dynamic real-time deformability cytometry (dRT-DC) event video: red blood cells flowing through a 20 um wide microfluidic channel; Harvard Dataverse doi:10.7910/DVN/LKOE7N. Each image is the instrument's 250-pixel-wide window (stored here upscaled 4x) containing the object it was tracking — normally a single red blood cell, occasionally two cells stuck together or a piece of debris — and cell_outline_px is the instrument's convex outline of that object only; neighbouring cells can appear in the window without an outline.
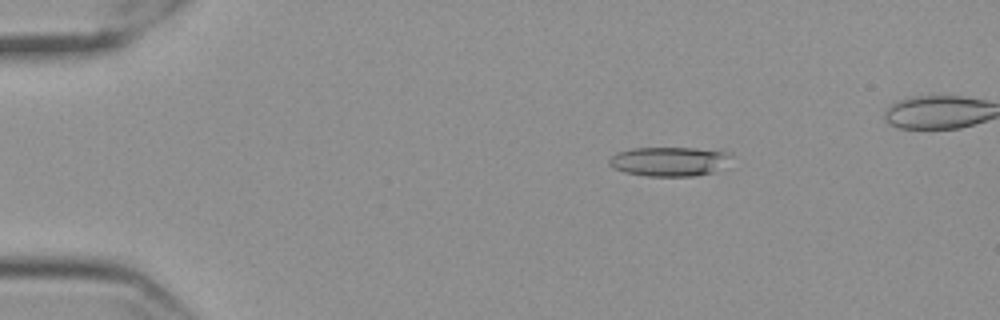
{"species": "Egyptian fruit bat (a non-hibernating species)", "species_latin": "Rousettus aegyptiacus", "temperature_condition": "cold", "stored_images_in_passage": 53, "camera_frame_rate_fps": 3000, "um_per_image_px": 0.085, "frame": {"image": 1, "passage_image": 8, "time_ms": 2.333, "image_size_px": [1000, 320], "cell_outline_px": [[732, 156], [728, 168], [716, 172], [696, 176], [644, 176], [624, 172], [612, 168], [608, 164], [608, 160], [616, 152], [632, 148], [696, 148], [728, 152]], "centroid_in_image_um": [56.95, 13.74], "position_along_channel_um": 28.1, "area_um2": 21.44}}
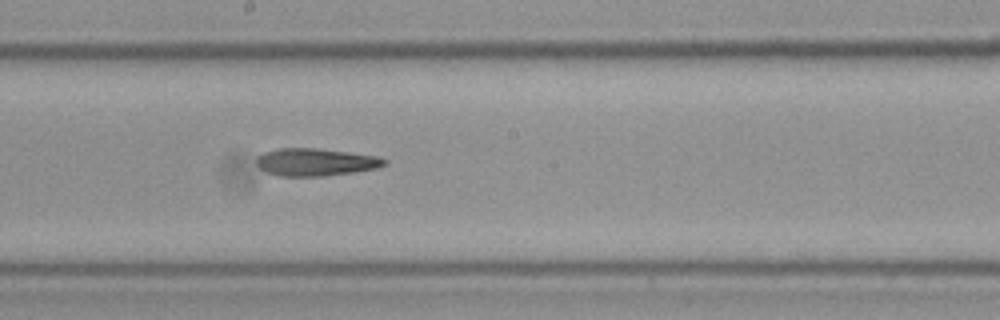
{"frame": {"image": 2, "passage_image": 30, "time_ms": 9.667, "image_size_px": [1000, 320], "cell_outline_px": [[388, 164], [376, 168], [352, 172], [320, 176], [280, 176], [264, 172], [256, 164], [256, 156], [264, 152], [276, 148], [316, 148], [348, 152], [376, 156], [388, 160]], "centroid_in_image_um": [26.77, 13.77], "position_along_channel_um": 221.4, "area_um2": 20.58}}
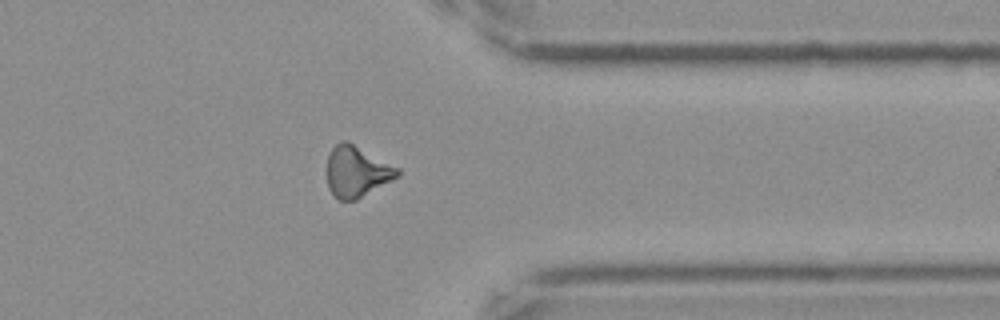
{"frame": {"image": 3, "passage_image": 44, "time_ms": 14.333, "image_size_px": [1000, 320], "cell_outline_px": [[400, 176], [356, 200], [340, 200], [332, 196], [328, 188], [328, 156], [332, 148], [336, 144], [344, 140], [348, 140], [400, 168]], "centroid_in_image_um": [30.34, 14.58], "position_along_channel_um": 381.1, "area_um2": 21.15}}